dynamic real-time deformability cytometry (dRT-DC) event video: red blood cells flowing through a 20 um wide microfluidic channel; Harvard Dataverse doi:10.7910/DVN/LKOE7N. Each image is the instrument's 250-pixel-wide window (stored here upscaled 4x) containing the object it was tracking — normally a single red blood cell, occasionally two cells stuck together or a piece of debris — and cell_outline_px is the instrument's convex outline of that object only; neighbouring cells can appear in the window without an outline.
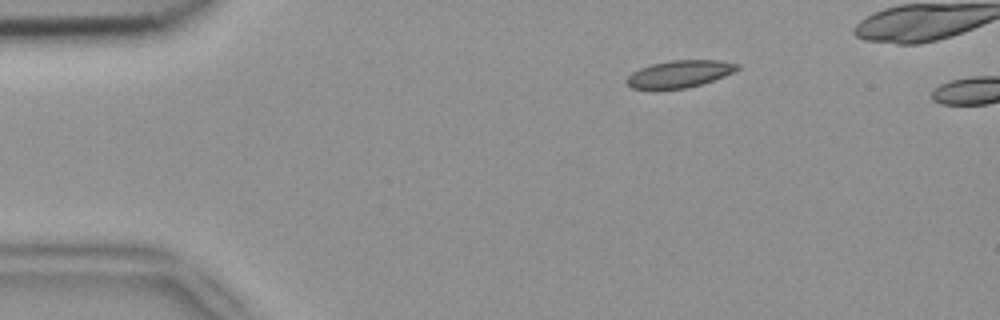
{"species": "common noctule bat (a hibernating species)", "species_latin": "Nyctalus noctula", "temperature_condition": "room temperature", "stored_images_in_passage": 2, "camera_frame_rate_fps": 3000, "um_per_image_px": 0.085, "animal": {"sex": "female", "body_mass_g": 18.4}, "frame": {"image": 1, "passage_image": 1, "time_ms": 0.0, "image_size_px": [1000, 320], "cell_outline_px": [[740, 68], [724, 76], [700, 84], [684, 88], [656, 92], [632, 88], [624, 80], [632, 72], [640, 68], [652, 64], [672, 60], [720, 60], [740, 64]], "centroid_in_image_um": [57.69, 6.32], "position_along_channel_um": 27.3, "area_um2": 17.92}}